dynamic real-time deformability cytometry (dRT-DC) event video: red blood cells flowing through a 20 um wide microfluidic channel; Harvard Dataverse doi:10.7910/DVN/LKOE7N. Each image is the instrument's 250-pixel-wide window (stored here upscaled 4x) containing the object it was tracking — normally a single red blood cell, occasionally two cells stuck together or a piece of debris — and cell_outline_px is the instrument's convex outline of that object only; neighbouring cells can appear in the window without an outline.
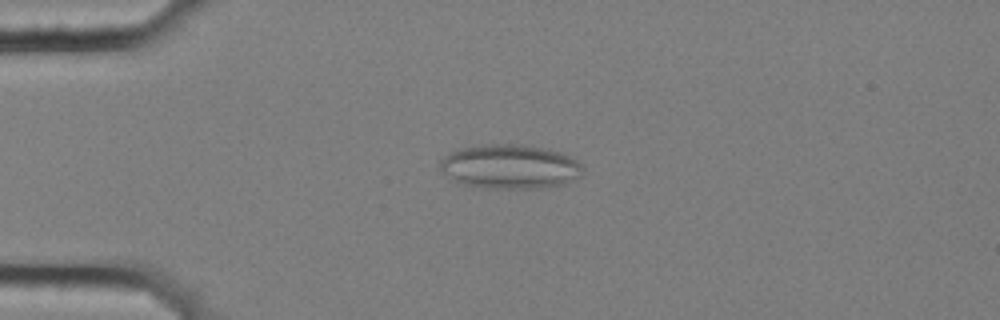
{"species": "common noctule bat (a hibernating species)", "species_latin": "Nyctalus noctula", "temperature_condition": "cold", "stored_images_in_passage": 57, "segment_of_instrument_passage": [1, 2], "camera_frame_rate_fps": 3000, "um_per_image_px": 0.085, "animal": {"sex": "female", "body_mass_g": 25.1}, "frame": {"image": 1, "passage_image": 14, "time_ms": 4.333, "image_size_px": [1000, 320], "cell_outline_px": [[584, 172], [580, 176], [564, 184], [540, 188], [488, 188], [464, 184], [456, 180], [444, 172], [440, 168], [440, 160], [444, 156], [460, 148], [484, 144], [524, 144], [560, 152], [576, 160], [584, 168]], "centroid_in_image_um": [43.38, 14.15], "position_along_channel_um": 41.6, "area_um2": 36.59}}